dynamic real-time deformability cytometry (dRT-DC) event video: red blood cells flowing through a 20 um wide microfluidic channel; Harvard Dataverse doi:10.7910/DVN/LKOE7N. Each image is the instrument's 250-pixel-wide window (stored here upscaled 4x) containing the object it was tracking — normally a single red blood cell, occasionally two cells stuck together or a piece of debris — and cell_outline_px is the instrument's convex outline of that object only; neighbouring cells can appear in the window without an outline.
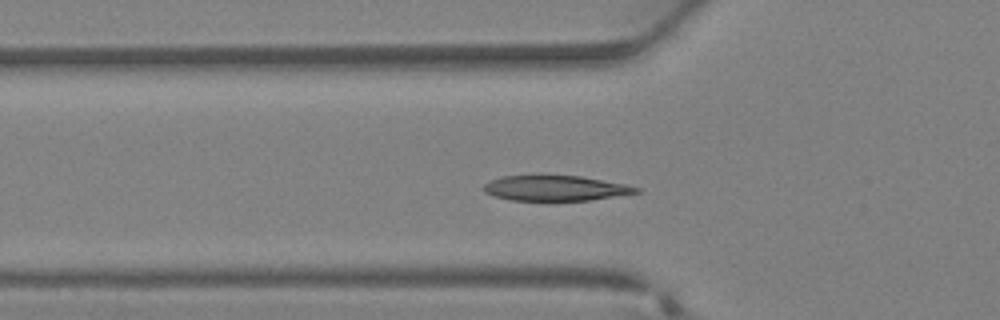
{"species": "Egyptian fruit bat (a non-hibernating species)", "species_latin": "Rousettus aegyptiacus", "temperature_condition": "warm", "stored_images_in_passage": 28, "camera_frame_rate_fps": 3000, "um_per_image_px": 0.085, "animal": {"sex": "female"}, "frame": {"image": 1, "passage_image": 3, "time_ms": 0.667, "image_size_px": [1000, 320], "cell_outline_px": [[640, 192], [588, 200], [512, 200], [496, 196], [484, 192], [484, 184], [488, 180], [504, 176], [580, 176], [628, 184], [640, 188]], "centroid_in_image_um": [47.22, 15.99], "position_along_channel_um": 78.6, "area_um2": 22.14}}
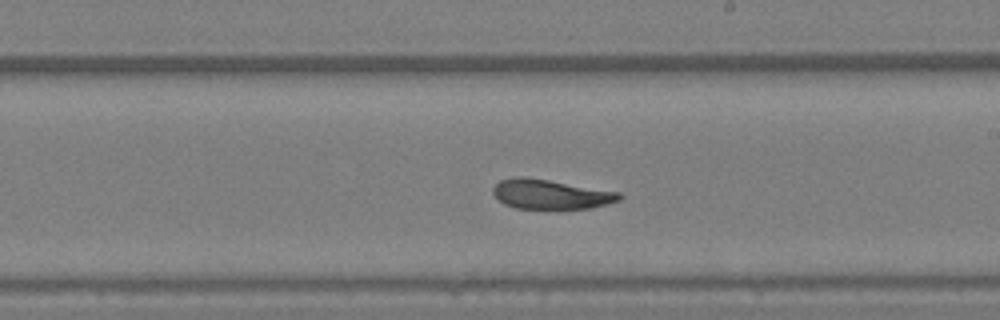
{"frame": {"image": 2, "passage_image": 12, "time_ms": 3.667, "image_size_px": [1000, 320], "cell_outline_px": [[624, 196], [620, 200], [608, 204], [592, 208], [516, 208], [504, 204], [492, 192], [492, 188], [500, 180], [516, 176], [524, 176], [620, 192]], "centroid_in_image_um": [46.82, 16.5], "position_along_channel_um": 242.2, "area_um2": 21.68}}
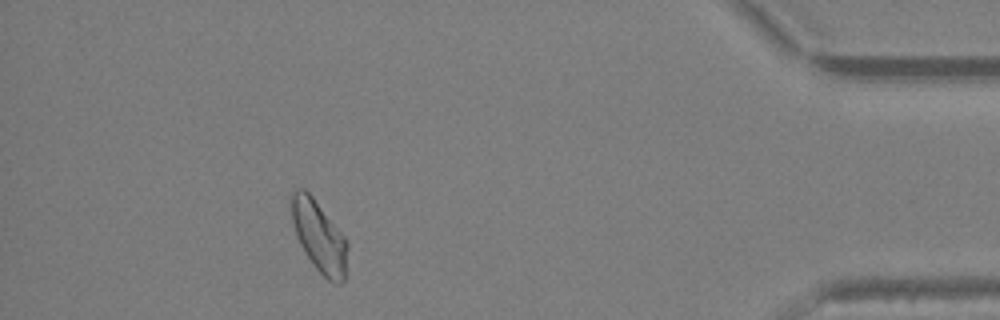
{"frame": {"image": 3, "passage_image": 24, "time_ms": 7.667, "image_size_px": [1000, 320], "cell_outline_px": [[348, 248], [344, 280], [340, 284], [332, 284], [316, 268], [300, 244], [296, 236], [292, 220], [292, 192], [296, 188], [304, 188], [312, 196], [348, 240]], "centroid_in_image_um": [27.15, 20.11], "position_along_channel_um": 408.0, "area_um2": 23.06}}